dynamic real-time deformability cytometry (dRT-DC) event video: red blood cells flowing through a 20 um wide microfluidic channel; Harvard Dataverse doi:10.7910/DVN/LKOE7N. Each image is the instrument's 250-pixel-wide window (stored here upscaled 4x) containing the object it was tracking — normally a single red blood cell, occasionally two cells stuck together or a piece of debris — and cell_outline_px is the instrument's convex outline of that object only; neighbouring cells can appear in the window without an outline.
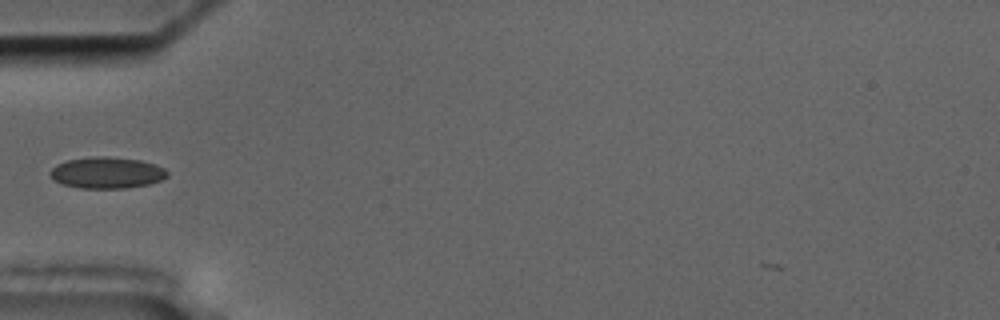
{"species": "common noctule bat (a hibernating species)", "species_latin": "Nyctalus noctula", "temperature_condition": "cold", "stored_images_in_passage": 43, "camera_frame_rate_fps": 3000, "um_per_image_px": 0.085, "animal": {"sex": "male", "body_mass_g": 17.5, "forearm_length_mm": 52.3}, "frame": {"image": 1, "passage_image": 6, "time_ms": 1.667, "image_size_px": [1000, 320], "cell_outline_px": [[168, 176], [160, 180], [148, 184], [128, 188], [80, 188], [64, 184], [52, 180], [48, 172], [56, 164], [68, 160], [92, 156], [108, 156], [140, 160], [164, 168], [168, 172]], "centroid_in_image_um": [9.05, 14.68], "position_along_channel_um": 76.0, "area_um2": 21.44}}
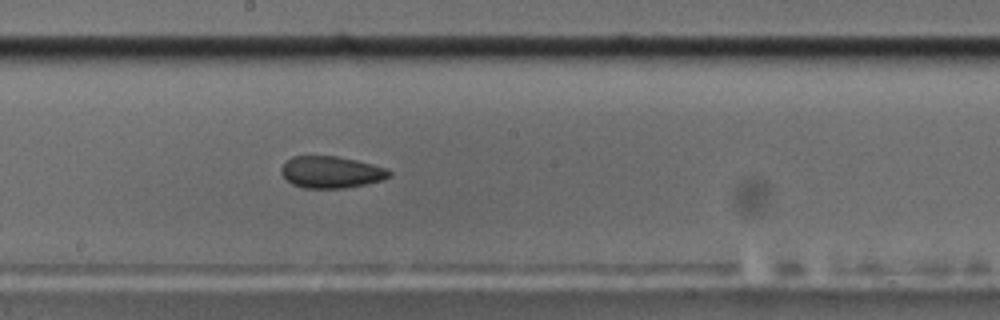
{"frame": {"image": 2, "passage_image": 18, "time_ms": 5.667, "image_size_px": [1000, 320], "cell_outline_px": [[392, 176], [380, 180], [364, 184], [344, 188], [304, 188], [292, 184], [280, 172], [280, 168], [292, 156], [336, 156], [356, 160], [388, 168], [392, 172]], "centroid_in_image_um": [28.16, 14.63], "position_along_channel_um": 220.0, "area_um2": 19.94}}
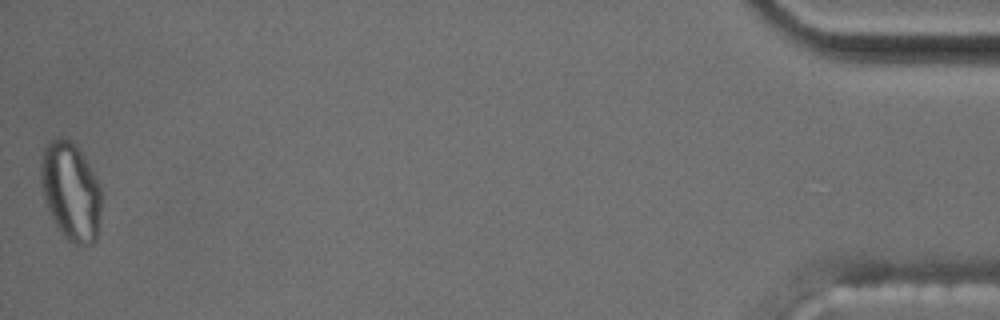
{"frame": {"image": 3, "passage_image": 43, "time_ms": 14.0, "image_size_px": [1000, 320], "cell_outline_px": [[100, 212], [96, 240], [92, 244], [76, 244], [68, 240], [64, 236], [56, 224], [44, 200], [40, 180], [40, 168], [44, 148], [48, 140], [56, 136], [60, 136], [76, 144], [96, 176], [100, 184]], "centroid_in_image_um": [6.0, 16.21], "position_along_channel_um": 429.2, "area_um2": 34.62}, "authors_computed_cell_mechanics": {"area_um2": 20.8658, "velocity_mm_per_s": 3.6098, "shape_relaxation_time_tau1_ms": null, "shape_relaxation_time_tau2_ms": 2.012, "deformation_change_tau1": null, "deformation_change_tau2": 0.0746}}